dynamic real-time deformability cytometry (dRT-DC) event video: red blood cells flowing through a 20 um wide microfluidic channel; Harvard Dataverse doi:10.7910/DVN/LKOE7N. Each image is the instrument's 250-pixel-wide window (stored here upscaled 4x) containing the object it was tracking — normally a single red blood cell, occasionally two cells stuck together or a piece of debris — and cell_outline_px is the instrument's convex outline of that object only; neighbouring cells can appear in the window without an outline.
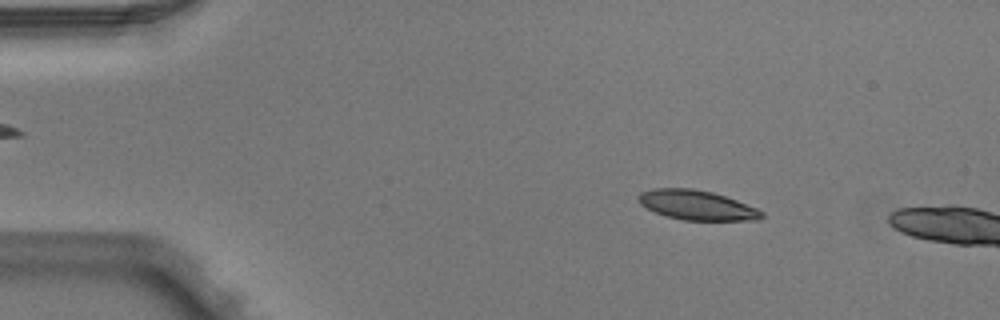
{"species": "Egyptian fruit bat (a non-hibernating species)", "species_latin": "Rousettus aegyptiacus", "temperature_condition": "warm", "stored_images_in_passage": 3, "camera_frame_rate_fps": 3000, "um_per_image_px": 0.085, "animal": {"sex": "male"}, "frame": {"image": 1, "passage_image": 2, "time_ms": 0.333, "image_size_px": [1000, 320], "cell_outline_px": [[764, 216], [760, 220], [684, 220], [668, 216], [656, 212], [640, 204], [636, 200], [636, 196], [640, 192], [652, 188], [692, 188], [712, 192], [736, 200], [756, 208], [764, 212]], "centroid_in_image_um": [59.21, 17.43], "position_along_channel_um": 25.8, "area_um2": 21.27}}